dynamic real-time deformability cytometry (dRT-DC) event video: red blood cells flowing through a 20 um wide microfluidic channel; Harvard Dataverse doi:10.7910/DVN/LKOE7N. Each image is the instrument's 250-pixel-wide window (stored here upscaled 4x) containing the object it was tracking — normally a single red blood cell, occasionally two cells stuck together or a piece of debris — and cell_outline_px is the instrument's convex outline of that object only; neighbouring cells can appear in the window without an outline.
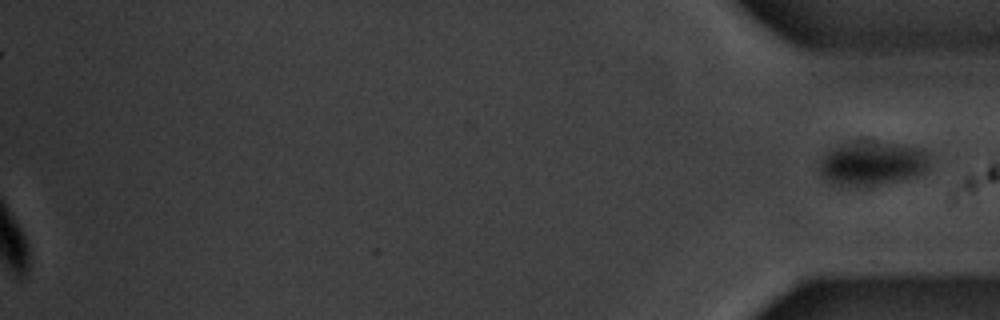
{"species": "common noctule bat (a hibernating species)", "species_latin": "Nyctalus noctula", "temperature_condition": "warm", "stored_images_in_passage": 49, "segment_of_instrument_passage": [2, 2], "camera_frame_rate_fps": 3000, "um_per_image_px": 0.085, "animal": {"sex": "male", "body_mass_g": 20.1, "forearm_length_mm": 53.5}, "frame": {"image": 1, "passage_image": 49, "time_ms": 16.0, "image_size_px": [1000, 320], "cell_outline_px": [[928, 160], [924, 168], [916, 176], [860, 192], [836, 188], [820, 172], [820, 160], [836, 144], [844, 140], [860, 136], [916, 148]], "centroid_in_image_um": [73.95, 13.92], "position_along_channel_um": 361.3, "area_um2": 30.35}}